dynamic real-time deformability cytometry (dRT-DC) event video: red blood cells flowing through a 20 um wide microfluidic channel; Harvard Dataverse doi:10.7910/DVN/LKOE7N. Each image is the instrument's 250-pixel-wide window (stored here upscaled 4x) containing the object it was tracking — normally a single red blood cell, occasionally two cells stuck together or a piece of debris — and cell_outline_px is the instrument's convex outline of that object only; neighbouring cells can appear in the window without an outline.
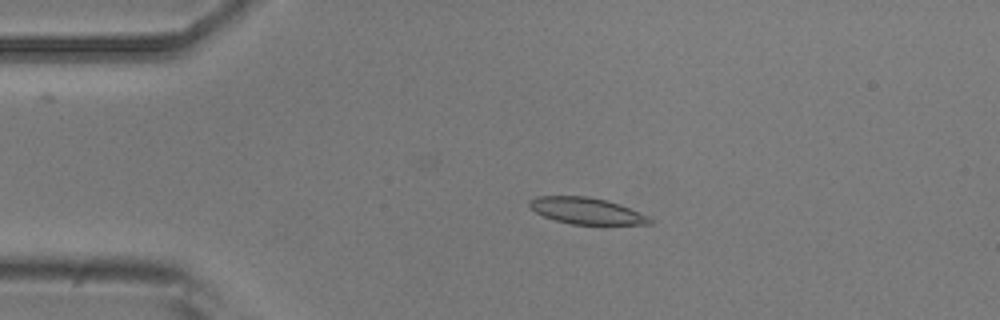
{"species": "common noctule bat (a hibernating species)", "species_latin": "Nyctalus noctula", "temperature_condition": "room temperature", "stored_images_in_passage": 54, "camera_frame_rate_fps": 3000, "um_per_image_px": 0.085, "animal": {"sex": "male", "body_mass_g": 20.5, "forearm_length_mm": 52.5}, "frame": {"image": 1, "passage_image": 11, "time_ms": 3.333, "image_size_px": [1000, 320], "cell_outline_px": [[652, 224], [572, 224], [556, 220], [544, 216], [528, 208], [528, 200], [536, 196], [588, 196], [620, 204], [648, 216], [652, 220]], "centroid_in_image_um": [49.8, 17.91], "position_along_channel_um": 35.2, "area_um2": 18.44}}
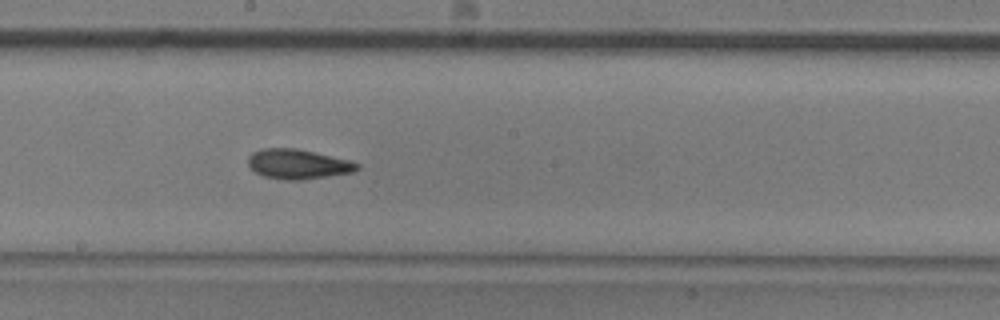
{"frame": {"image": 2, "passage_image": 29, "time_ms": 9.333, "image_size_px": [1000, 320], "cell_outline_px": [[360, 168], [352, 172], [328, 176], [300, 180], [284, 180], [264, 176], [256, 172], [248, 164], [248, 156], [252, 152], [264, 148], [296, 148], [348, 160], [360, 164]], "centroid_in_image_um": [25.31, 13.95], "position_along_channel_um": 222.9, "area_um2": 18.73}}
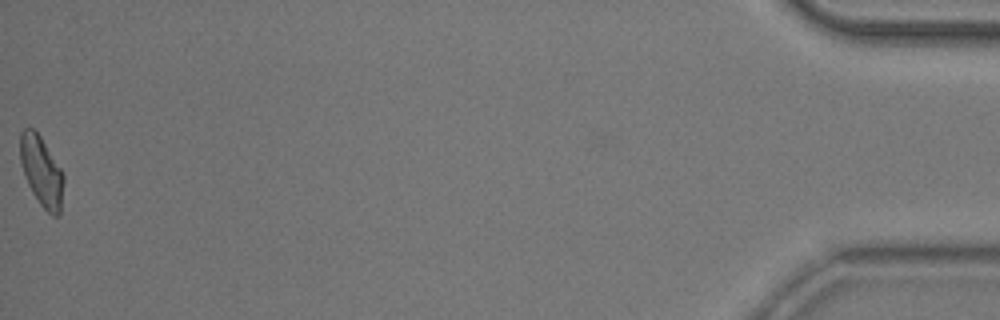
{"frame": {"image": 3, "passage_image": 54, "time_ms": 17.667, "image_size_px": [1000, 320], "cell_outline_px": [[64, 180], [60, 212], [56, 216], [52, 216], [40, 204], [32, 192], [28, 184], [20, 160], [20, 132], [24, 128], [32, 128], [40, 136], [60, 168], [64, 176]], "centroid_in_image_um": [3.52, 14.56], "position_along_channel_um": 431.7, "area_um2": 17.4}, "authors_computed_cell_mechanics": {"area_um2": 18.4382, "velocity_mm_per_s": 3.7206, "shape_relaxation_time_tau1_ms": 7.3038, "shape_relaxation_time_tau2_ms": 2.6552, "deformation_change_tau1": 0.1746, "deformation_change_tau2": 0.0962}}